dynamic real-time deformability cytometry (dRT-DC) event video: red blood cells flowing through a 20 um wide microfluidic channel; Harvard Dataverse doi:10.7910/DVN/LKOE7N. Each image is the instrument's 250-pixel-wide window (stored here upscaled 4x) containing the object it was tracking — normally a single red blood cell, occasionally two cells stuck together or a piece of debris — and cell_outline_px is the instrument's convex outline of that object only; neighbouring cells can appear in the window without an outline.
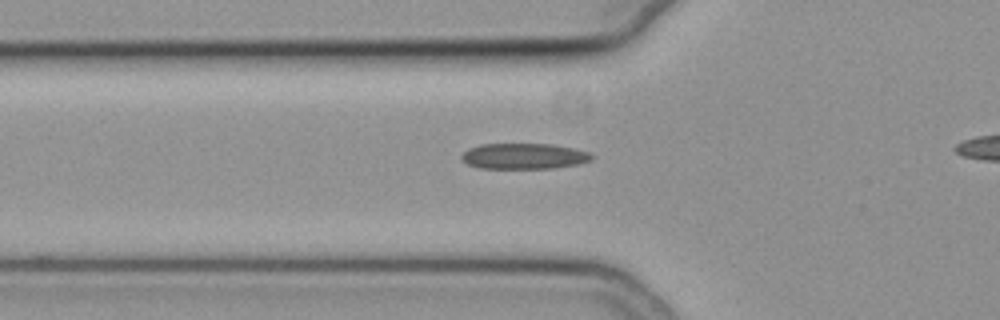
{"species": "common noctule bat (a hibernating species)", "species_latin": "Nyctalus noctula", "temperature_condition": "cold", "stored_images_in_passage": 31, "camera_frame_rate_fps": 3000, "um_per_image_px": 0.085, "animal": {"sex": "female", "body_mass_g": 19.3, "forearm_length_mm": 54.1}, "frame": {"image": 1, "passage_image": 3, "time_ms": 0.667, "image_size_px": [1000, 320], "cell_outline_px": [[596, 156], [592, 160], [580, 164], [552, 168], [480, 168], [468, 164], [460, 156], [468, 148], [480, 144], [552, 144], [572, 148], [588, 152]], "centroid_in_image_um": [44.57, 13.27], "position_along_channel_um": 81.2, "area_um2": 19.54}}
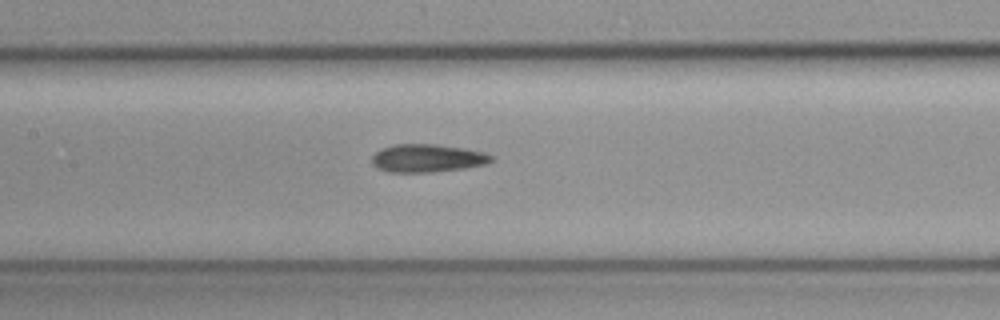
{"frame": {"image": 2, "passage_image": 10, "time_ms": 3.0, "image_size_px": [1000, 320], "cell_outline_px": [[492, 160], [484, 164], [464, 168], [432, 172], [388, 172], [376, 168], [372, 164], [372, 156], [380, 148], [392, 144], [436, 144], [484, 152], [492, 156]], "centroid_in_image_um": [36.24, 13.44], "position_along_channel_um": 171.2, "area_um2": 19.42}}
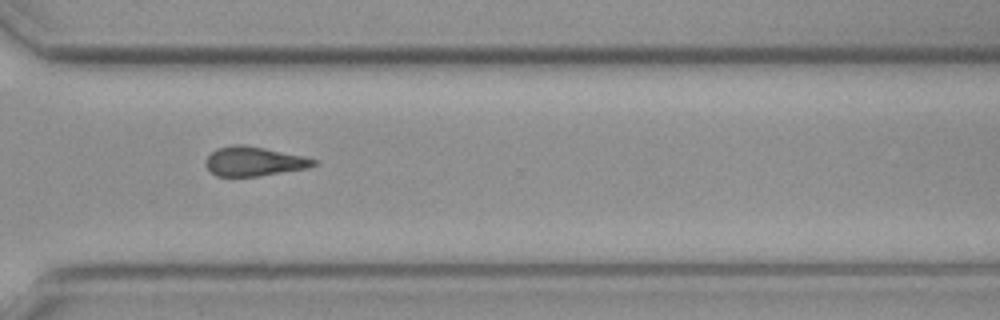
{"frame": {"image": 3, "passage_image": 24, "time_ms": 7.667, "image_size_px": [1000, 320], "cell_outline_px": [[320, 164], [308, 168], [260, 176], [216, 176], [204, 164], [204, 160], [216, 148], [232, 144], [240, 144], [264, 148], [304, 156], [316, 160]], "centroid_in_image_um": [21.59, 13.71], "position_along_channel_um": 349.0, "area_um2": 18.55}}